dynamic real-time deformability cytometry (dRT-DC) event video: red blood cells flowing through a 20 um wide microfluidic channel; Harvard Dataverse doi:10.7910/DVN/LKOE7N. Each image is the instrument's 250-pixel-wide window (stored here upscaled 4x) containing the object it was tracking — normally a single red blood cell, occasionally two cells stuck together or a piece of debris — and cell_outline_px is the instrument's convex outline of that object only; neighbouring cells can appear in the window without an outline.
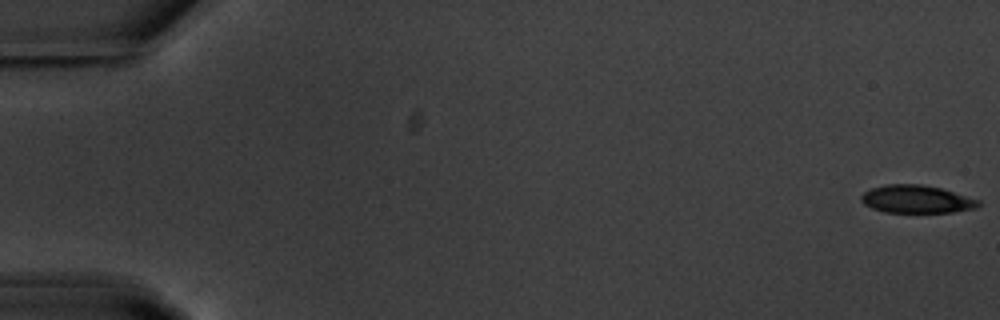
{"species": "common noctule bat (a hibernating species)", "species_latin": "Nyctalus noctula", "temperature_condition": "warm", "stored_images_in_passage": 56, "camera_frame_rate_fps": 3000, "um_per_image_px": 0.085, "animal": {"sex": "male", "body_mass_g": 20.1, "forearm_length_mm": 53.5}, "frame": {"image": 1, "passage_image": 1, "time_ms": 0.0, "image_size_px": [1000, 320], "cell_outline_px": [[980, 204], [976, 208], [952, 212], [884, 212], [872, 208], [864, 204], [860, 200], [860, 196], [864, 192], [872, 188], [888, 184], [920, 184], [940, 188], [980, 200]], "centroid_in_image_um": [77.88, 16.93], "position_along_channel_um": 7.1, "area_um2": 18.9}}
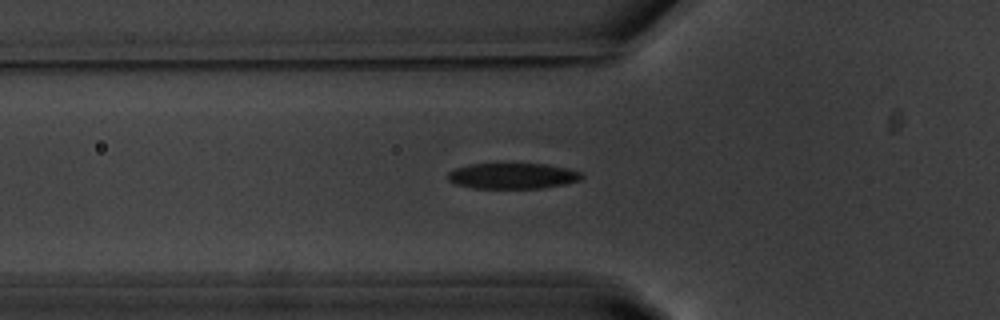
{"frame": {"image": 2, "passage_image": 20, "time_ms": 6.333, "image_size_px": [1000, 320], "cell_outline_px": [[584, 176], [580, 180], [564, 184], [540, 188], [472, 188], [456, 184], [448, 180], [448, 172], [456, 168], [472, 164], [544, 164], [568, 168], [580, 172]], "centroid_in_image_um": [43.57, 14.95], "position_along_channel_um": 82.2, "area_um2": 19.94}}
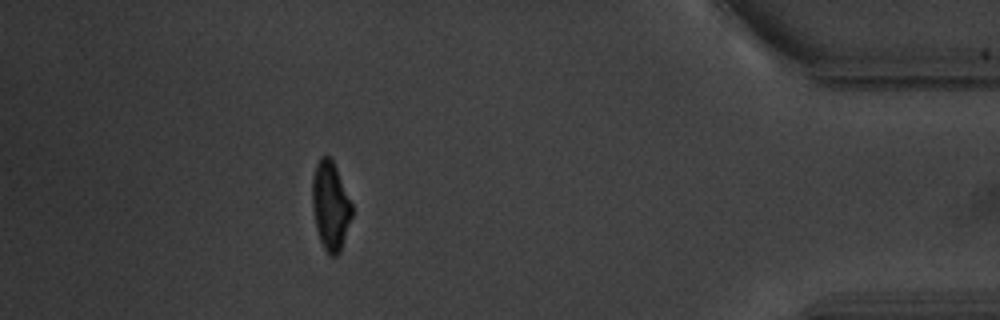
{"frame": {"image": 3, "passage_image": 50, "time_ms": 16.333, "image_size_px": [1000, 320], "cell_outline_px": [[352, 216], [340, 252], [336, 256], [328, 256], [320, 240], [316, 228], [312, 204], [312, 176], [316, 164], [320, 156], [328, 156], [332, 160], [336, 168], [352, 204]], "centroid_in_image_um": [28.08, 17.51], "position_along_channel_um": 407.1, "area_um2": 20.4}, "authors_computed_cell_mechanics": {"area_um2": 20.7213, "velocity_mm_per_s": 3.6925, "shape_relaxation_time_tau1_ms": 2.4253, "shape_relaxation_time_tau2_ms": 2.3947, "deformation_change_tau1": 0.1482, "deformation_change_tau2": 0.0927}}